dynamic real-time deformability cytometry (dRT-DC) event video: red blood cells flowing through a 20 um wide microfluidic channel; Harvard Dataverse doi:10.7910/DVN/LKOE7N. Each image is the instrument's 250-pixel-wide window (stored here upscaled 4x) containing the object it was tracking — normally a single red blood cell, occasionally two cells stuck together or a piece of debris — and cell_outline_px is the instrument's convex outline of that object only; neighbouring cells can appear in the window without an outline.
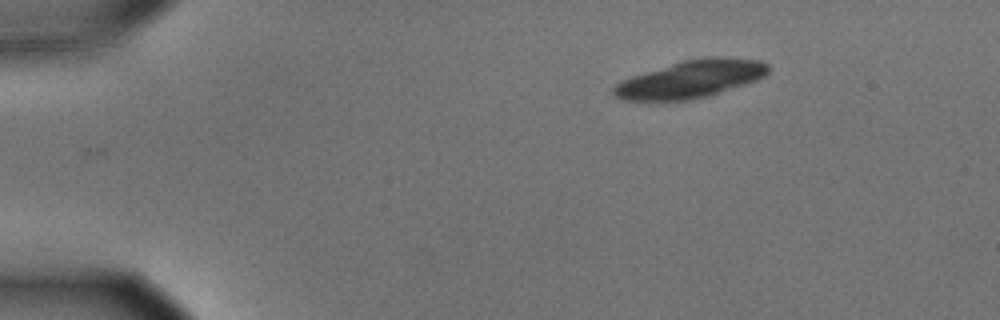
{"species": "common noctule bat (a hibernating species)", "species_latin": "Nyctalus noctula", "temperature_condition": "cold", "stored_images_in_passage": 19, "camera_frame_rate_fps": 3000, "um_per_image_px": 0.085, "animal": {"sex": "male", "body_mass_g": 15.6}, "frame": {"image": 1, "passage_image": 1, "time_ms": 0.0, "image_size_px": [1000, 320], "cell_outline_px": [[768, 72], [764, 76], [756, 80], [708, 96], [692, 100], [624, 100], [616, 96], [612, 92], [612, 88], [620, 80], [632, 76], [684, 60], [708, 56], [716, 56], [760, 60], [768, 64]], "centroid_in_image_um": [58.72, 6.72], "position_along_channel_um": 26.3, "area_um2": 33.52}}